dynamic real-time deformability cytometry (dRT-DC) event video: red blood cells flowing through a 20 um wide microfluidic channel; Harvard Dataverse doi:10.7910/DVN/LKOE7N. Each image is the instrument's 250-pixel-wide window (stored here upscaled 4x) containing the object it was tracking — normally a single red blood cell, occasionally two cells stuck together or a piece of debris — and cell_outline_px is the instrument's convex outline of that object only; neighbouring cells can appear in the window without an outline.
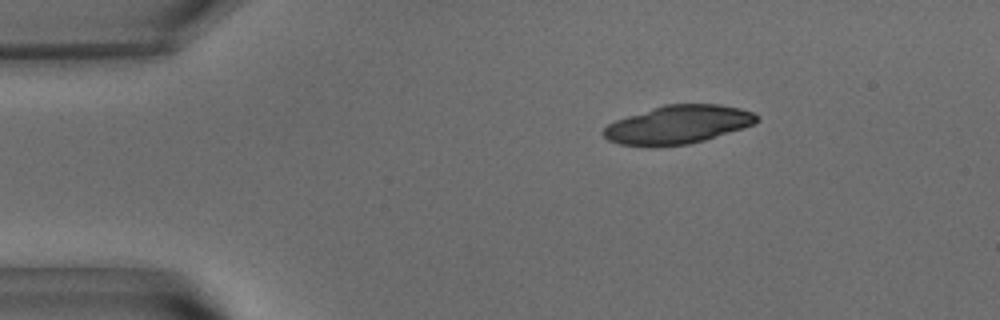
{"species": "common noctule bat (a hibernating species)", "species_latin": "Nyctalus noctula", "temperature_condition": "warm", "stored_images_in_passage": 47, "camera_frame_rate_fps": 3000, "um_per_image_px": 0.085, "animal": {"sex": "male", "body_mass_g": 15.6}, "frame": {"image": 1, "passage_image": 3, "time_ms": 0.667, "image_size_px": [1000, 320], "cell_outline_px": [[760, 120], [752, 124], [704, 140], [688, 144], [656, 148], [652, 148], [620, 144], [608, 140], [604, 136], [604, 128], [608, 124], [616, 120], [664, 104], [720, 104], [740, 108], [756, 112]], "centroid_in_image_um": [57.62, 10.6], "position_along_channel_um": 27.4, "area_um2": 34.33}}